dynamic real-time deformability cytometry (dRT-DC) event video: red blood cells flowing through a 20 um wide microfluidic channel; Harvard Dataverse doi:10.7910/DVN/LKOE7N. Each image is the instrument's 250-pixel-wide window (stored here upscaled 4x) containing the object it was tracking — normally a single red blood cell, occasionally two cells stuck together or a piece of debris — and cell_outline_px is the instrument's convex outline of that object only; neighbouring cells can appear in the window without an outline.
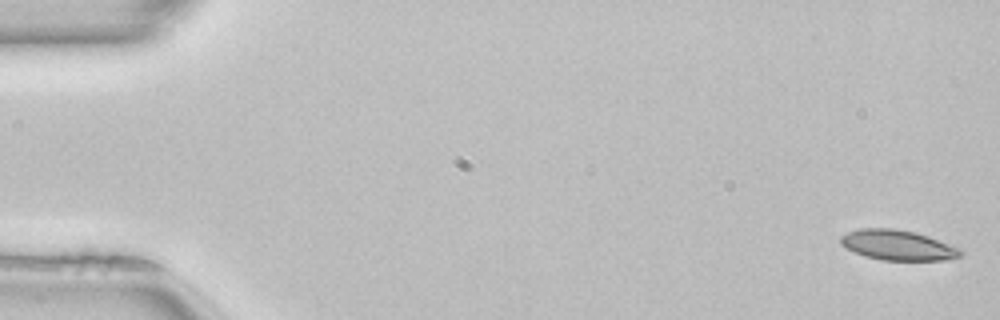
{"species": "common noctule bat (a hibernating species)", "species_latin": "Nyctalus noctula", "temperature_condition": "room temperature", "stored_images_in_passage": 51, "camera_frame_rate_fps": 3000, "um_per_image_px": 0.085, "animal": {"sex": "female", "body_mass_g": 22.7, "forearm_length_mm": 54.2}, "frame": {"image": 1, "passage_image": 1, "time_ms": 0.0, "image_size_px": [1000, 320], "cell_outline_px": [[964, 252], [960, 256], [944, 260], [880, 260], [864, 256], [840, 244], [840, 236], [848, 232], [860, 228], [892, 228], [916, 232], [928, 236], [960, 248]], "centroid_in_image_um": [76.31, 20.83], "position_along_channel_um": 8.7, "area_um2": 21.04}}
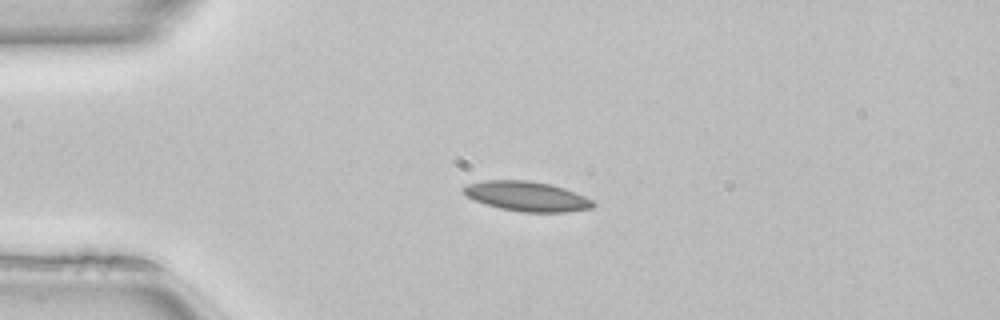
{"frame": {"image": 2, "passage_image": 12, "time_ms": 3.667, "image_size_px": [1000, 320], "cell_outline_px": [[596, 204], [592, 208], [568, 212], [520, 212], [500, 208], [476, 200], [468, 196], [460, 188], [468, 184], [484, 180], [528, 180], [552, 184], [564, 188], [584, 196], [592, 200]], "centroid_in_image_um": [44.81, 16.68], "position_along_channel_um": 40.2, "area_um2": 22.43}}
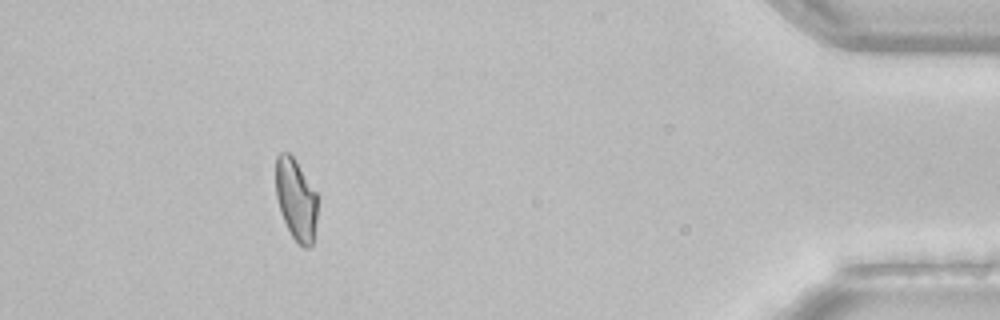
{"frame": {"image": 3, "passage_image": 46, "time_ms": 15.0, "image_size_px": [1000, 320], "cell_outline_px": [[316, 220], [312, 244], [308, 248], [304, 248], [292, 236], [280, 212], [276, 196], [276, 156], [280, 152], [288, 152], [296, 160], [316, 192]], "centroid_in_image_um": [25.14, 16.93], "position_along_channel_um": 410.1, "area_um2": 19.59}, "authors_computed_cell_mechanics": {"area_um2": 21.2126, "velocity_mm_per_s": 4.0475, "shape_relaxation_time_tau1_ms": 7.4469, "shape_relaxation_time_tau2_ms": 10.0805, "deformation_change_tau1": 0.1604, "deformation_change_tau2": 0.1594}}